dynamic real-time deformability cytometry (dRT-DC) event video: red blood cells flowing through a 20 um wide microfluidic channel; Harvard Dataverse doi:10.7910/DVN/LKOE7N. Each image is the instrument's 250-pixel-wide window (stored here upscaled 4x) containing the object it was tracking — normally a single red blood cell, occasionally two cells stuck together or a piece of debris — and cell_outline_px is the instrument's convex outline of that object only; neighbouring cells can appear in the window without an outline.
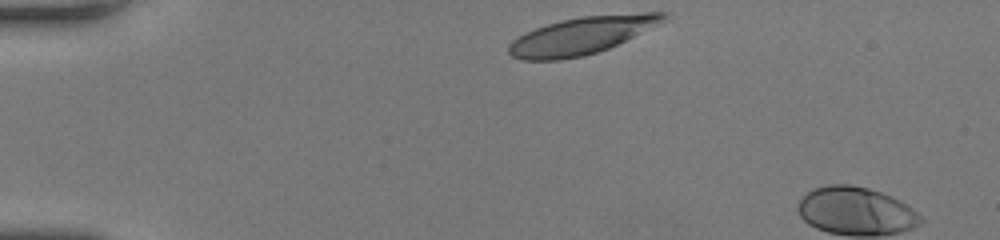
{"species": "human", "species_latin": "Homo sapiens", "temperature_condition": "room temperature", "stored_images_in_passage": 4, "camera_frame_rate_fps": 3000, "um_per_image_px": 0.085, "donor": {"sex": "female"}, "frame": {"image": 1, "passage_image": 1, "time_ms": 0.0, "image_size_px": [1000, 240], "cell_outline_px": [[672, 20], [608, 48], [584, 56], [560, 60], [520, 60], [512, 56], [508, 52], [508, 44], [512, 40], [536, 28], [560, 20], [580, 16], [644, 12], [668, 12]], "centroid_in_image_um": [49.55, 3.0], "position_along_channel_um": 35.4, "area_um2": 34.16}}